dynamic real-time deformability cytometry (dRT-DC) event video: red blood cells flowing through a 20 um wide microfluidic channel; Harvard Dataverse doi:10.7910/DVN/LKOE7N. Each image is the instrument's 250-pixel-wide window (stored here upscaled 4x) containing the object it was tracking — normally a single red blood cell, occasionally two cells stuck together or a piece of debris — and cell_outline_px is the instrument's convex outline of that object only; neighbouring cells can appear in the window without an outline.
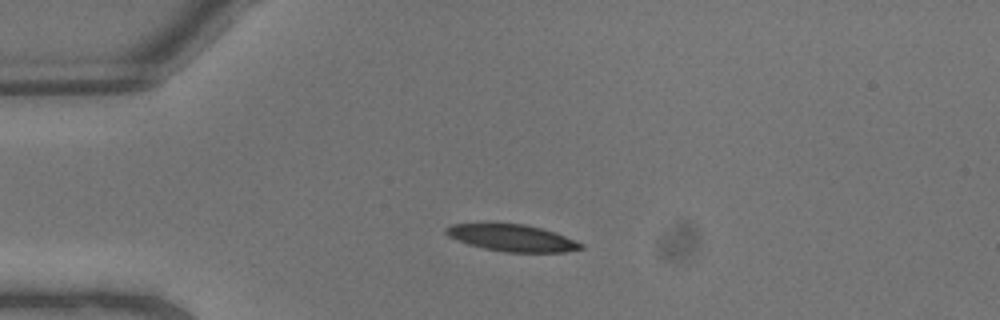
{"species": "common noctule bat (a hibernating species)", "species_latin": "Nyctalus noctula", "temperature_condition": "warm", "stored_images_in_passage": 6, "camera_frame_rate_fps": 3000, "um_per_image_px": 0.085, "animal": {"sex": "male", "body_mass_g": 13.3}, "frame": {"image": 1, "passage_image": 1, "time_ms": 0.0, "image_size_px": [1000, 320], "cell_outline_px": [[584, 248], [564, 252], [504, 252], [484, 248], [468, 244], [448, 236], [444, 232], [444, 228], [452, 224], [524, 224], [540, 228], [564, 236], [584, 244]], "centroid_in_image_um": [43.51, 20.23], "position_along_channel_um": 41.5, "area_um2": 20.75}}
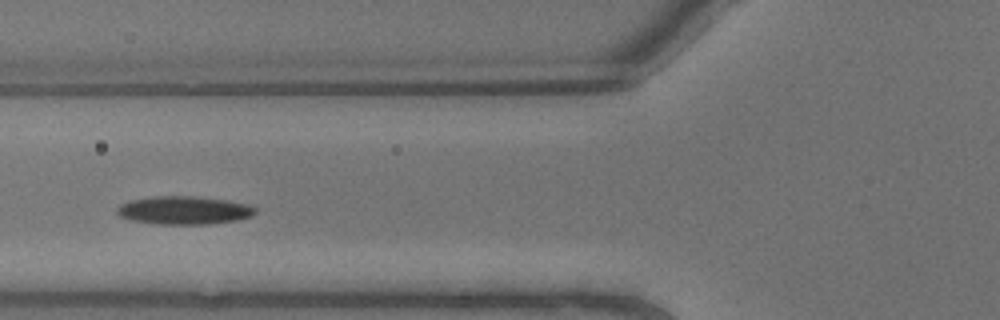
{"frame": {"image": 2, "passage_image": 4, "time_ms": 1.0, "image_size_px": [1000, 320], "cell_outline_px": [[256, 212], [252, 216], [236, 220], [208, 224], [160, 224], [132, 220], [120, 216], [116, 212], [116, 208], [120, 204], [128, 200], [152, 196], [196, 196], [228, 200], [248, 204], [256, 208]], "centroid_in_image_um": [15.63, 17.86], "position_along_channel_um": 110.2, "area_um2": 22.83}}
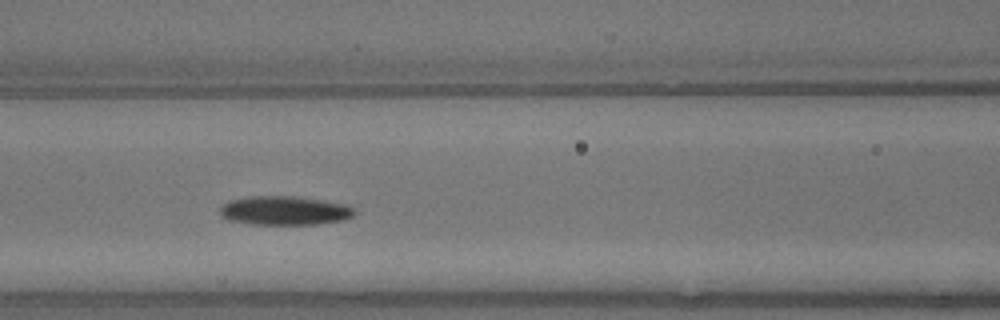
{"frame": {"image": 3, "passage_image": 5, "time_ms": 1.333, "image_size_px": [1000, 320], "cell_outline_px": [[356, 212], [352, 216], [340, 220], [316, 224], [252, 224], [228, 220], [220, 216], [220, 204], [228, 200], [248, 196], [292, 196], [320, 200], [344, 204], [352, 208]], "centroid_in_image_um": [24.09, 17.89], "position_along_channel_um": 142.5, "area_um2": 22.6}}